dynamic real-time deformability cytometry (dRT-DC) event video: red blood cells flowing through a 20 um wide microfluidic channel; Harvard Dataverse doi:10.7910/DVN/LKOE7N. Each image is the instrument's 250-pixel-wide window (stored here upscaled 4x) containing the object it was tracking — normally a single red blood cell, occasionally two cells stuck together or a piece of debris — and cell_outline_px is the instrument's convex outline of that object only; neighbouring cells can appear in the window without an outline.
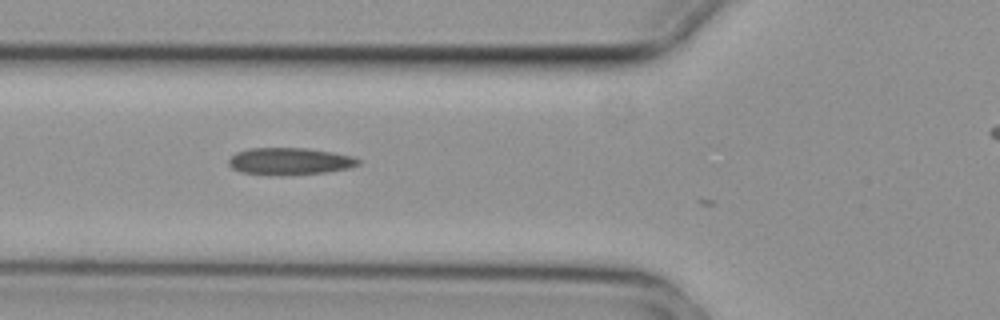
{"species": "common noctule bat (a hibernating species)", "species_latin": "Nyctalus noctula", "temperature_condition": "cold", "stored_images_in_passage": 6, "camera_frame_rate_fps": 3000, "um_per_image_px": 0.085, "animal": {"sex": "female", "body_mass_g": 29.2, "forearm_length_mm": 56.3}, "frame": {"image": 1, "passage_image": 5, "time_ms": 1.333, "image_size_px": [1000, 320], "cell_outline_px": [[360, 164], [348, 168], [324, 172], [280, 176], [240, 172], [232, 168], [228, 164], [228, 160], [236, 152], [248, 148], [308, 148], [332, 152], [352, 156], [360, 160]], "centroid_in_image_um": [24.59, 13.71], "position_along_channel_um": 101.2, "area_um2": 20.52}}